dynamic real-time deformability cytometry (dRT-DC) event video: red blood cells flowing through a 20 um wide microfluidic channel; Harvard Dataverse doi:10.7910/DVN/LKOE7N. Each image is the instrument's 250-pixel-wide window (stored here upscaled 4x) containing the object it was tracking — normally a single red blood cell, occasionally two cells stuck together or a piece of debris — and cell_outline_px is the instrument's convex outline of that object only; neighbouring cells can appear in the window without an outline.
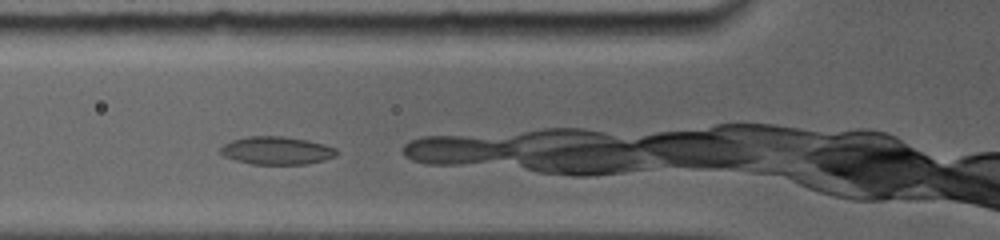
{"species": "common noctule bat (a hibernating species)", "species_latin": "Nyctalus noctula", "temperature_condition": "room temperature", "stored_images_in_passage": 17, "camera_frame_rate_fps": 5000, "um_per_image_px": 0.085, "animal": {"sex": "female", "body_mass_g": 19.0, "forearm_length_mm": 56.7}, "frame": {"image": 1, "passage_image": 3, "time_ms": 0.8, "image_size_px": [1000, 240], "cell_outline_px": [[336, 156], [324, 160], [308, 164], [252, 164], [236, 160], [224, 156], [220, 152], [220, 148], [224, 144], [232, 140], [248, 136], [284, 136], [308, 140], [324, 144], [336, 148]], "centroid_in_image_um": [23.52, 12.79], "position_along_channel_um": 102.3, "area_um2": 18.9}}